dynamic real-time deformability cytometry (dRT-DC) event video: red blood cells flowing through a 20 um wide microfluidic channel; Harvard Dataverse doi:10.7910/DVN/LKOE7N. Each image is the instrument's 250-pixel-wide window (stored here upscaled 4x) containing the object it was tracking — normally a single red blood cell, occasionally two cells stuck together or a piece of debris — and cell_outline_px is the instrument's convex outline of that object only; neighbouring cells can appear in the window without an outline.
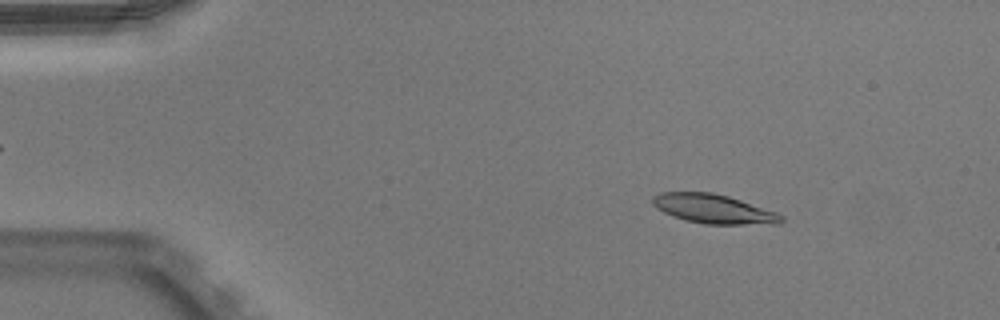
{"species": "Egyptian fruit bat (a non-hibernating species)", "species_latin": "Rousettus aegyptiacus", "temperature_condition": "warm", "stored_images_in_passage": 50, "camera_frame_rate_fps": 3000, "um_per_image_px": 0.085, "animal": {"sex": "male"}, "frame": {"image": 1, "passage_image": 7, "time_ms": 2.0, "image_size_px": [1000, 320], "cell_outline_px": [[784, 220], [780, 224], [704, 224], [684, 220], [672, 216], [656, 208], [652, 204], [652, 196], [660, 192], [712, 192], [728, 196], [776, 212], [784, 216]], "centroid_in_image_um": [60.64, 17.76], "position_along_channel_um": 24.4, "area_um2": 21.96}}
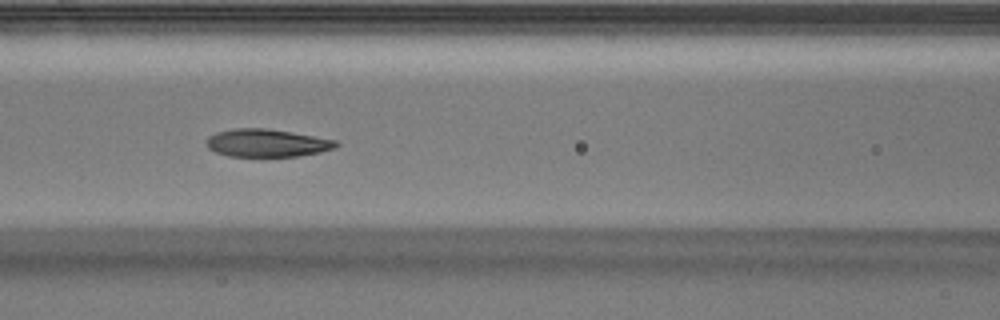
{"frame": {"image": 2, "passage_image": 22, "time_ms": 7.0, "image_size_px": [1000, 320], "cell_outline_px": [[340, 144], [336, 148], [320, 152], [296, 156], [228, 156], [216, 152], [208, 148], [208, 136], [216, 132], [236, 128], [264, 128], [336, 140]], "centroid_in_image_um": [22.69, 12.16], "position_along_channel_um": 143.9, "area_um2": 20.69}}
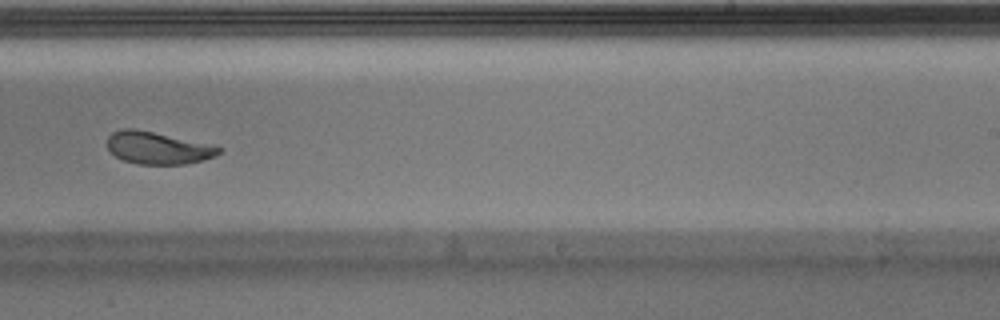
{"frame": {"image": 3, "passage_image": 32, "time_ms": 10.333, "image_size_px": [1000, 320], "cell_outline_px": [[220, 152], [212, 156], [200, 160], [184, 164], [136, 164], [124, 160], [116, 156], [108, 148], [108, 136], [112, 132], [120, 128], [136, 128], [220, 148]], "centroid_in_image_um": [13.28, 12.57], "position_along_channel_um": 275.7, "area_um2": 20.23}, "authors_computed_cell_mechanics": {"area_um2": 21.8773, "velocity_mm_per_s": 3.9577, "shape_relaxation_time_tau1_ms": 2.8646, "shape_relaxation_time_tau2_ms": 0.9176, "deformation_change_tau1": 0.156, "deformation_change_tau2": 0.0736}}